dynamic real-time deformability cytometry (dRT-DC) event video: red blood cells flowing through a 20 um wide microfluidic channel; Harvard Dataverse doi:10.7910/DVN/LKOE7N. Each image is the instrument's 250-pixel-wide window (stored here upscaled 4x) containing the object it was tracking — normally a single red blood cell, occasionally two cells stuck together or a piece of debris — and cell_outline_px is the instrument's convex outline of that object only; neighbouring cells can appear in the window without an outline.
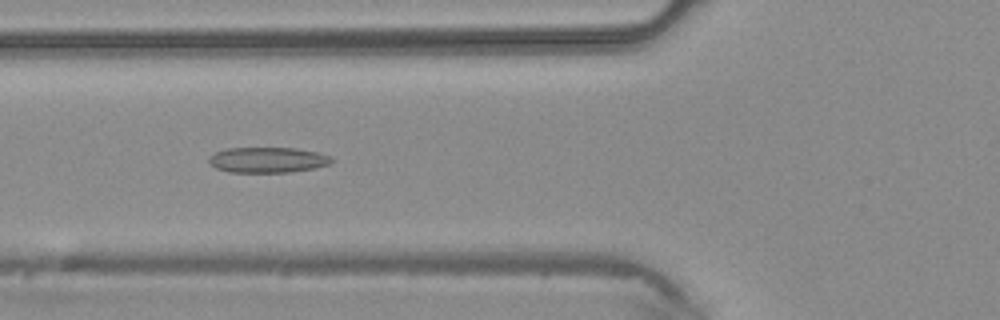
{"species": "common noctule bat (a hibernating species)", "species_latin": "Nyctalus noctula", "temperature_condition": "warm", "stored_images_in_passage": 31, "camera_frame_rate_fps": 3000, "um_per_image_px": 0.085, "animal": {"sex": "male", "body_mass_g": 20.4}, "frame": {"image": 1, "passage_image": 4, "time_ms": 1.0, "image_size_px": [1000, 320], "cell_outline_px": [[336, 160], [332, 164], [316, 168], [288, 172], [228, 172], [216, 168], [208, 160], [208, 156], [216, 152], [228, 148], [296, 148], [316, 152], [332, 156]], "centroid_in_image_um": [22.81, 13.59], "position_along_channel_um": 103.0, "area_um2": 18.38}}
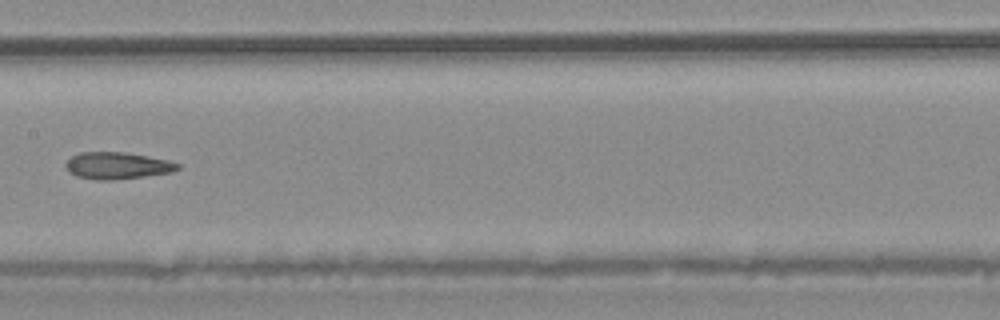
{"frame": {"image": 2, "passage_image": 10, "time_ms": 3.0, "image_size_px": [1000, 320], "cell_outline_px": [[180, 168], [172, 172], [112, 180], [96, 180], [76, 176], [68, 172], [64, 168], [64, 164], [72, 156], [80, 152], [124, 152], [148, 156], [168, 160], [180, 164]], "centroid_in_image_um": [9.93, 14.07], "position_along_channel_um": 197.5, "area_um2": 17.57}}
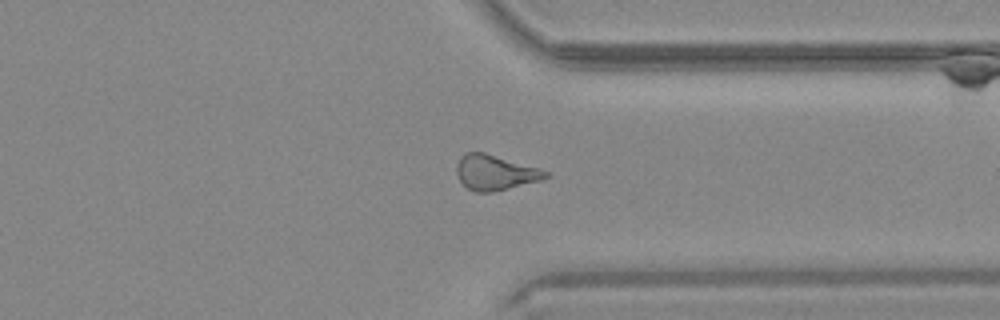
{"frame": {"image": 3, "passage_image": 21, "time_ms": 6.667, "image_size_px": [1000, 320], "cell_outline_px": [[552, 176], [540, 180], [492, 192], [472, 192], [460, 180], [456, 172], [456, 164], [460, 156], [464, 152], [484, 152], [540, 168], [552, 172]], "centroid_in_image_um": [42.1, 14.65], "position_along_channel_um": 369.3, "area_um2": 18.38}}